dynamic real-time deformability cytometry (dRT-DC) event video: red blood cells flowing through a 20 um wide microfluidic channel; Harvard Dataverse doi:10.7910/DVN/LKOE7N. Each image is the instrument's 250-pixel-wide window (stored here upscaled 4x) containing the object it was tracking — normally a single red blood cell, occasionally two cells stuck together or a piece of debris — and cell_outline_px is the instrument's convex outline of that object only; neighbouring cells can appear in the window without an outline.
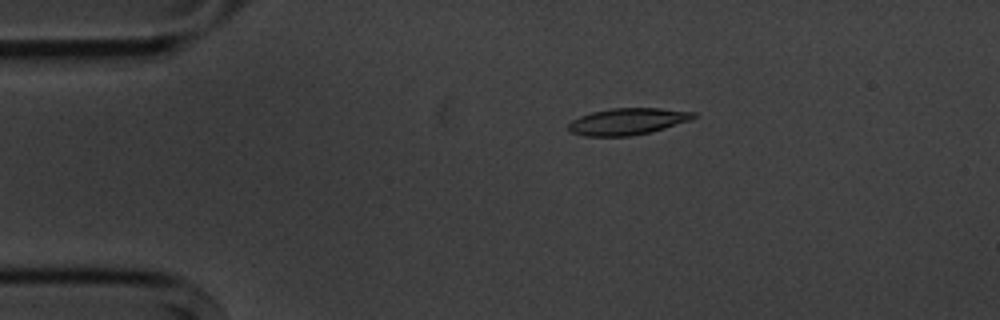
{"species": "common noctule bat (a hibernating species)", "species_latin": "Nyctalus noctula", "temperature_condition": "cold", "stored_images_in_passage": 5, "camera_frame_rate_fps": 3000, "um_per_image_px": 0.085, "animal": {"sex": "male", "body_mass_g": 20.1, "forearm_length_mm": 53.5}, "frame": {"image": 1, "passage_image": 3, "time_ms": 2.333, "image_size_px": [1000, 320], "cell_outline_px": [[696, 116], [692, 120], [664, 128], [632, 136], [584, 136], [572, 132], [568, 128], [568, 124], [572, 120], [580, 116], [592, 112], [612, 108], [660, 108], [696, 112]], "centroid_in_image_um": [53.36, 10.32], "position_along_channel_um": 31.6, "area_um2": 19.36}}
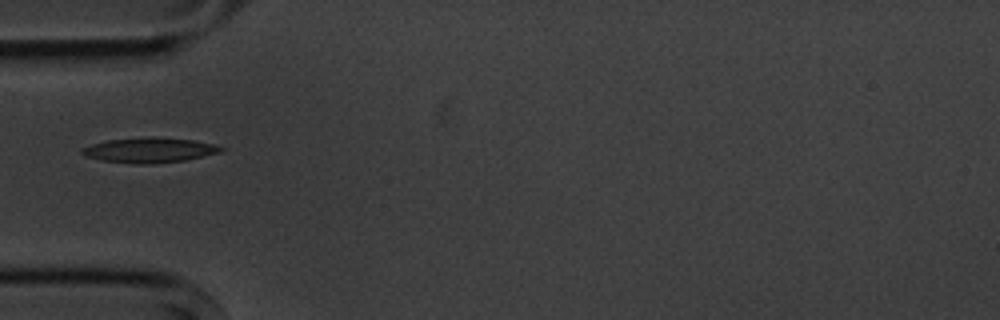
{"frame": {"image": 2, "passage_image": 5, "time_ms": 4.667, "image_size_px": [1000, 320], "cell_outline_px": [[224, 148], [220, 152], [184, 160], [152, 164], [132, 164], [100, 160], [84, 156], [80, 152], [80, 148], [92, 144], [108, 140], [148, 136], [152, 136], [192, 140], [216, 144]], "centroid_in_image_um": [12.65, 12.76], "position_along_channel_um": 72.4, "area_um2": 20.4}}